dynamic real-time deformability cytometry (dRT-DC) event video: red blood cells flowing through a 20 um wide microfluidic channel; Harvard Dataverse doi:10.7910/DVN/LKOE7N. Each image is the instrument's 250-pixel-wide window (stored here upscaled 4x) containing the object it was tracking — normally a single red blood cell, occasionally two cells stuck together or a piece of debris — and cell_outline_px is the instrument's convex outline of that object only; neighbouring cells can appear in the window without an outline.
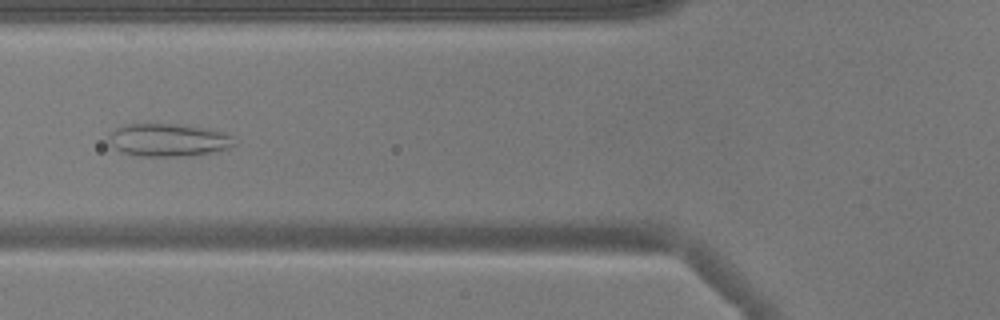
{"species": "common noctule bat (a hibernating species)", "species_latin": "Nyctalus noctula", "temperature_condition": "warm", "stored_images_in_passage": 52, "camera_frame_rate_fps": 3000, "um_per_image_px": 0.085, "animal": {"sex": "male", "body_mass_g": 17.9}, "frame": {"image": 1, "passage_image": 19, "time_ms": 6.0, "image_size_px": [1000, 320], "cell_outline_px": [[236, 144], [228, 148], [212, 152], [188, 156], [140, 156], [120, 152], [108, 140], [112, 132], [116, 128], [124, 124], [180, 124], [204, 128], [220, 132], [232, 136]], "centroid_in_image_um": [14.3, 11.9], "position_along_channel_um": 111.5, "area_um2": 23.81}}
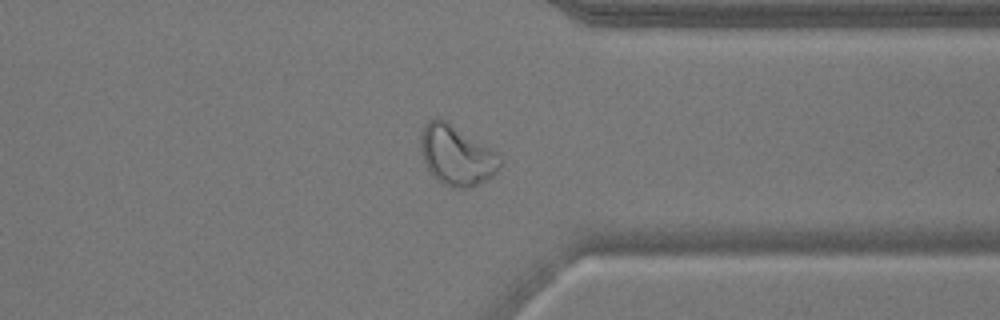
{"frame": {"image": 2, "passage_image": 40, "time_ms": 13.0, "image_size_px": [1000, 320], "cell_outline_px": [[504, 160], [500, 168], [488, 180], [468, 188], [452, 188], [444, 184], [428, 168], [424, 160], [420, 148], [420, 136], [424, 124], [428, 120], [436, 116], [444, 120], [488, 148], [500, 156]], "centroid_in_image_um": [38.8, 13.21], "position_along_channel_um": 372.6, "area_um2": 27.17}}
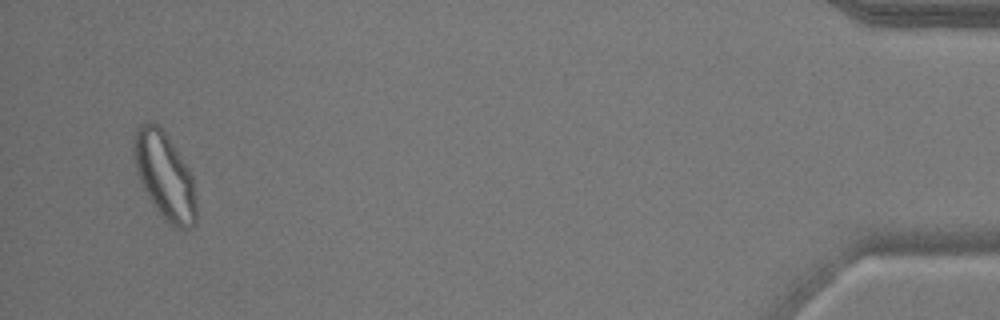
{"frame": {"image": 3, "passage_image": 50, "time_ms": 16.333, "image_size_px": [1000, 320], "cell_outline_px": [[196, 224], [184, 232], [176, 228], [164, 220], [148, 196], [136, 172], [132, 148], [136, 128], [140, 124], [148, 120], [156, 124], [164, 132], [180, 156], [192, 176], [196, 204]], "centroid_in_image_um": [13.98, 14.98], "position_along_channel_um": 421.2, "area_um2": 31.44}, "authors_computed_cell_mechanics": {"area_um2": 28.2642, "velocity_mm_per_s": 3.7745, "shape_relaxation_time_tau1_ms": null, "shape_relaxation_time_tau2_ms": 0.9509, "deformation_change_tau1": null, "deformation_change_tau2": 0.0935}}